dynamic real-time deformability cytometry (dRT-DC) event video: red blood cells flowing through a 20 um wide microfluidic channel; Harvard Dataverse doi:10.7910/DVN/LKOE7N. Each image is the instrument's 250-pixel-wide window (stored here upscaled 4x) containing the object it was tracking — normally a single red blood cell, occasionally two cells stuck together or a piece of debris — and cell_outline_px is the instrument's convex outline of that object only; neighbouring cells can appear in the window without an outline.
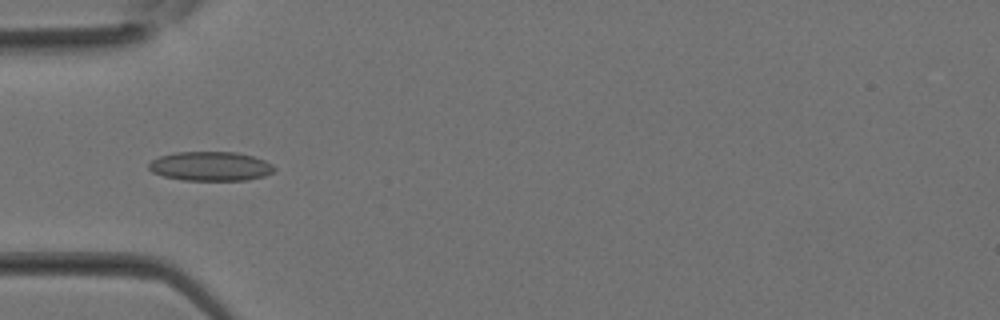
{"species": "Egyptian fruit bat (a non-hibernating species)", "species_latin": "Rousettus aegyptiacus", "temperature_condition": "room temperature", "stored_images_in_passage": 21, "camera_frame_rate_fps": 3000, "um_per_image_px": 0.085, "animal": {"sex": "female"}, "frame": {"image": 1, "passage_image": 5, "time_ms": 1.333, "image_size_px": [1000, 320], "cell_outline_px": [[276, 168], [272, 172], [264, 176], [248, 180], [184, 180], [164, 176], [152, 172], [148, 168], [148, 164], [152, 160], [160, 156], [172, 152], [236, 152], [252, 156], [264, 160], [272, 164]], "centroid_in_image_um": [17.88, 14.13], "position_along_channel_um": 67.1, "area_um2": 21.39}}
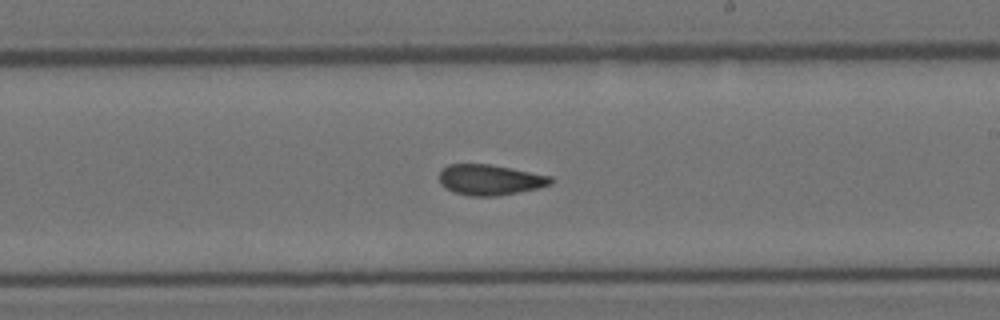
{"frame": {"image": 2, "passage_image": 14, "time_ms": 4.333, "image_size_px": [1000, 320], "cell_outline_px": [[552, 184], [536, 188], [496, 196], [468, 196], [452, 192], [444, 188], [440, 184], [440, 168], [448, 164], [488, 164], [512, 168], [552, 176]], "centroid_in_image_um": [41.59, 15.28], "position_along_channel_um": 247.4, "area_um2": 19.94}}
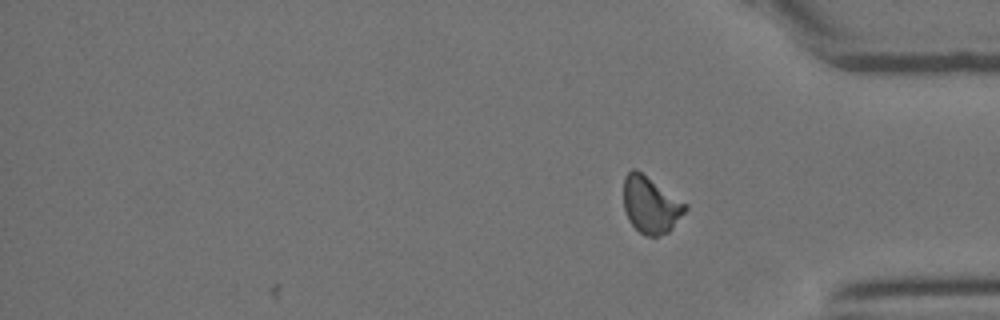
{"frame": {"image": 3, "passage_image": 21, "time_ms": 6.667, "image_size_px": [1000, 320], "cell_outline_px": [[688, 208], [672, 228], [668, 232], [656, 236], [644, 236], [628, 220], [624, 212], [624, 176], [632, 168], [636, 168], [688, 204]], "centroid_in_image_um": [55.3, 17.4], "position_along_channel_um": 379.9, "area_um2": 20.52}}